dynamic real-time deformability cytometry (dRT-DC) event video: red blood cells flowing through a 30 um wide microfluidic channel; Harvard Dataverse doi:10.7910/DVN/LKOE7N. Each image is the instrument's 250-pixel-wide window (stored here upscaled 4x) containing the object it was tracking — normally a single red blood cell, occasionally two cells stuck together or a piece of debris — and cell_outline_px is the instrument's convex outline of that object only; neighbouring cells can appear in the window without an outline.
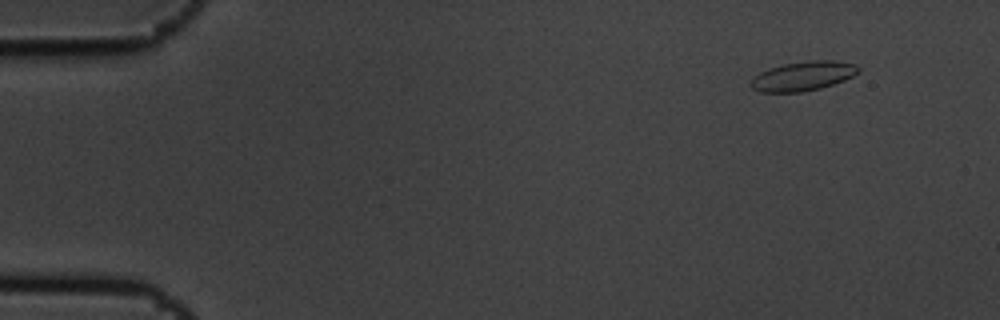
{"species": "common noctule bat (a hibernating species)", "species_latin": "Nyctalus noctula", "temperature_condition": "cold", "stored_images_in_passage": 5, "camera_frame_rate_fps": 3000, "um_per_image_px": 0.085, "animal": {"sex": "male", "body_mass_g": 19.5, "forearm_length_mm": 54.6}, "frame": {"image": 1, "passage_image": 2, "time_ms": 0.333, "image_size_px": [1000, 320], "cell_outline_px": [[860, 72], [844, 80], [820, 88], [800, 92], [760, 92], [752, 88], [748, 84], [752, 76], [768, 68], [784, 64], [808, 60], [832, 60], [856, 64], [860, 68]], "centroid_in_image_um": [68.22, 6.46], "position_along_channel_um": 16.8, "area_um2": 18.55}}